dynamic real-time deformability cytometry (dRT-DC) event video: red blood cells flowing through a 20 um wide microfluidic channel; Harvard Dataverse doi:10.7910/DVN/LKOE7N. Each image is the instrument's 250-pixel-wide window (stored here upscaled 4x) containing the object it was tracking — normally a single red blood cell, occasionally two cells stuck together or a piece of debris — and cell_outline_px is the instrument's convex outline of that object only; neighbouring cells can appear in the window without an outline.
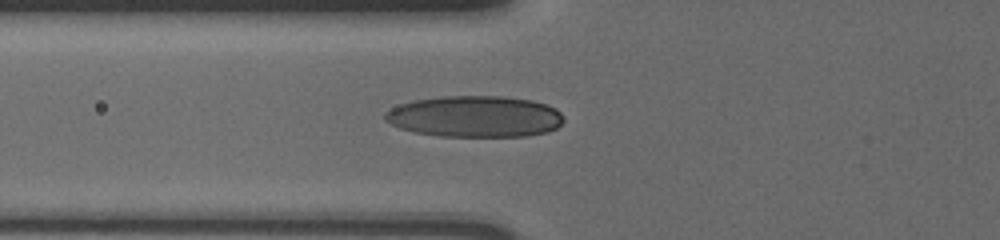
{"species": "human", "species_latin": "Homo sapiens", "temperature_condition": "cold", "stored_images_in_passage": 36, "camera_frame_rate_fps": 3000, "um_per_image_px": 0.085, "donor": {"sex": "male"}, "frame": {"image": 1, "passage_image": 2, "time_ms": 0.333, "image_size_px": [1000, 240], "cell_outline_px": [[564, 120], [556, 128], [548, 132], [528, 136], [440, 136], [412, 132], [400, 128], [384, 120], [384, 116], [392, 108], [400, 104], [416, 100], [440, 96], [504, 96], [532, 100], [548, 104], [556, 108], [564, 116]], "centroid_in_image_um": [40.41, 9.9], "position_along_channel_um": 85.4, "area_um2": 43.23}}
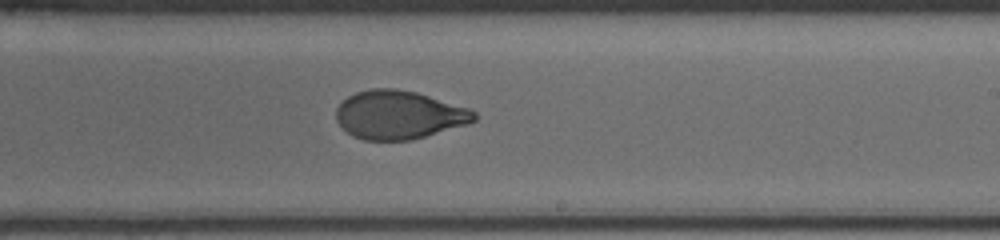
{"frame": {"image": 2, "passage_image": 16, "time_ms": 5.0, "image_size_px": [1000, 240], "cell_outline_px": [[476, 120], [468, 124], [412, 140], [364, 140], [352, 136], [336, 120], [336, 108], [348, 96], [356, 92], [372, 88], [396, 88], [416, 92], [468, 108], [476, 112]], "centroid_in_image_um": [33.9, 9.76], "position_along_channel_um": 255.1, "area_um2": 38.9}}
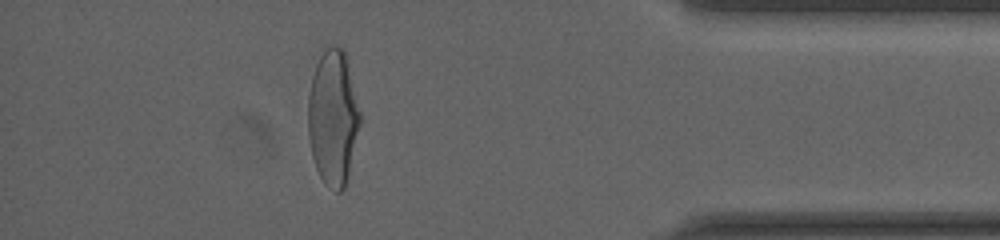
{"frame": {"image": 3, "passage_image": 31, "time_ms": 10.0, "image_size_px": [1000, 240], "cell_outline_px": [[360, 124], [348, 176], [344, 188], [340, 192], [336, 192], [324, 184], [316, 168], [312, 156], [308, 136], [308, 96], [312, 76], [316, 64], [320, 56], [332, 44], [336, 44], [344, 48], [360, 112]], "centroid_in_image_um": [28.3, 10.0], "position_along_channel_um": 406.9, "area_um2": 40.92}, "authors_computed_cell_mechanics": {"area_um2": 39.9687, "velocity_mm_per_s": 3.6268, "shape_relaxation_time_tau1_ms": 6.1721, "shape_relaxation_time_tau2_ms": 1.1416, "deformation_change_tau1": 0.2185, "deformation_change_tau2": 0.0542}}